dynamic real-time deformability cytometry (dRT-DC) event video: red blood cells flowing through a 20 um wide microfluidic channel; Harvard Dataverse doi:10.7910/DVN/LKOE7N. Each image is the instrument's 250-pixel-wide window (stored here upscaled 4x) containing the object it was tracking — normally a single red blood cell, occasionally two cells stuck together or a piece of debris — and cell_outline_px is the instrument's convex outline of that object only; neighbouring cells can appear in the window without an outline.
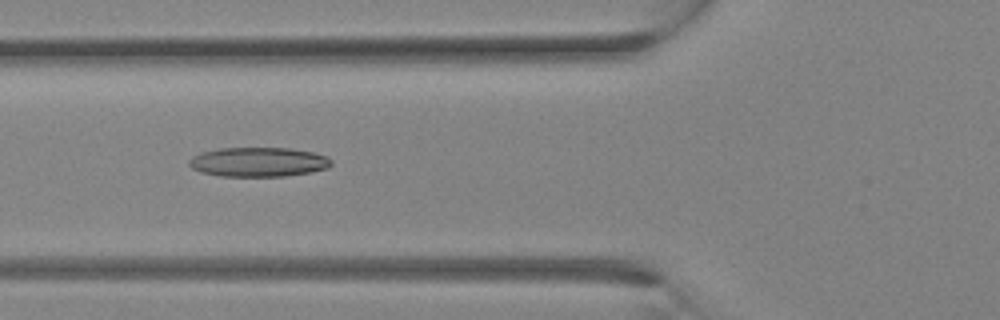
{"species": "Egyptian fruit bat (a non-hibernating species)", "species_latin": "Rousettus aegyptiacus", "temperature_condition": "room temperature", "stored_images_in_passage": 32, "camera_frame_rate_fps": 3000, "um_per_image_px": 0.085, "animal": {"sex": "female"}, "frame": {"image": 1, "passage_image": 12, "time_ms": 3.667, "image_size_px": [1000, 320], "cell_outline_px": [[332, 164], [328, 168], [312, 172], [284, 176], [220, 176], [200, 172], [192, 168], [188, 164], [188, 160], [192, 156], [200, 152], [220, 148], [292, 148], [312, 152], [328, 156], [332, 160]], "centroid_in_image_um": [21.96, 13.76], "position_along_channel_um": 103.8, "area_um2": 24.62}}
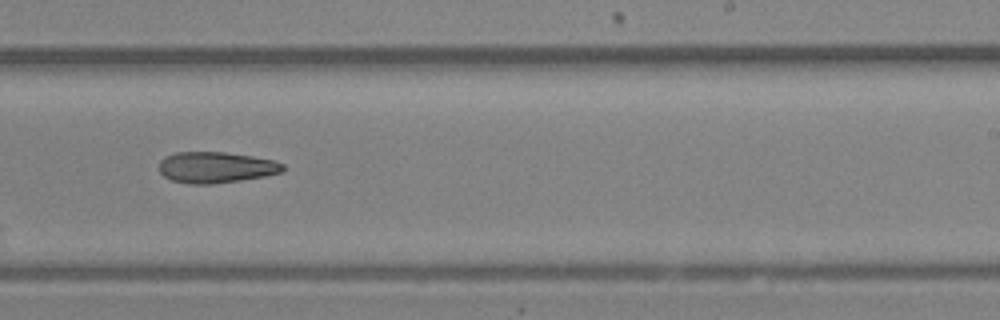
{"frame": {"image": 2, "passage_image": 20, "time_ms": 6.333, "image_size_px": [1000, 320], "cell_outline_px": [[284, 172], [264, 176], [240, 180], [212, 184], [188, 184], [172, 180], [164, 176], [160, 172], [160, 160], [164, 156], [176, 152], [224, 152], [252, 156], [272, 160], [284, 164]], "centroid_in_image_um": [18.34, 14.22], "position_along_channel_um": 270.7, "area_um2": 22.43}}
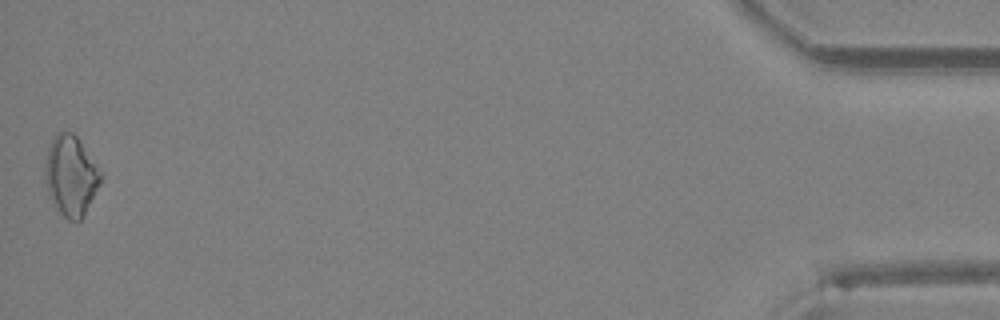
{"frame": {"image": 3, "passage_image": 32, "time_ms": 10.333, "image_size_px": [1000, 320], "cell_outline_px": [[100, 184], [84, 216], [80, 220], [68, 220], [52, 204], [48, 196], [44, 176], [44, 164], [48, 144], [52, 136], [56, 132], [72, 132], [76, 136], [100, 172]], "centroid_in_image_um": [5.95, 14.94], "position_along_channel_um": 429.2, "area_um2": 25.95}}